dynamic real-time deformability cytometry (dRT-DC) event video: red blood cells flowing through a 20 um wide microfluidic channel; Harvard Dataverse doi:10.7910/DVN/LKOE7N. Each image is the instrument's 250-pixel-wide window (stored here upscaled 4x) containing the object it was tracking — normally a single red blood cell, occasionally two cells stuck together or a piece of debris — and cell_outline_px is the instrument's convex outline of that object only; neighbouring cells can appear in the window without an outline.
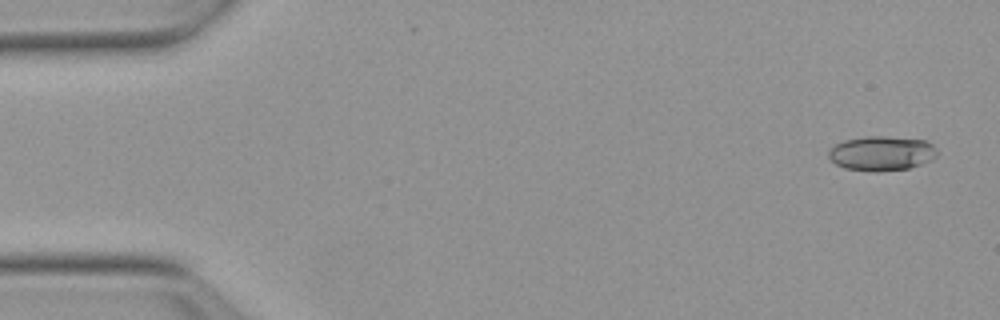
{"species": "Egyptian fruit bat (a non-hibernating species)", "species_latin": "Rousettus aegyptiacus", "temperature_condition": "warm", "stored_images_in_passage": 53, "camera_frame_rate_fps": 3000, "um_per_image_px": 0.085, "animal": {"sex": "female"}, "frame": {"image": 1, "passage_image": 2, "time_ms": 0.333, "image_size_px": [1000, 320], "cell_outline_px": [[936, 156], [932, 160], [908, 168], [876, 172], [872, 172], [844, 168], [836, 164], [828, 156], [828, 152], [836, 144], [844, 140], [868, 136], [884, 136], [924, 140], [932, 144], [936, 148]], "centroid_in_image_um": [74.93, 13.04], "position_along_channel_um": 10.1, "area_um2": 21.79}}
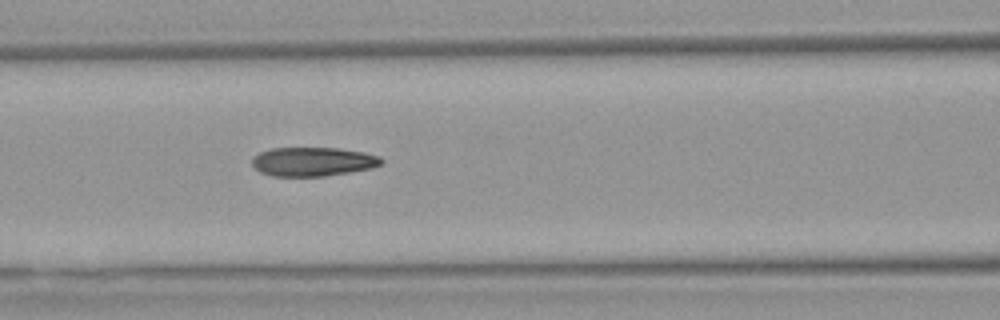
{"frame": {"image": 2, "passage_image": 22, "time_ms": 7.0, "image_size_px": [1000, 320], "cell_outline_px": [[384, 160], [380, 164], [372, 168], [324, 176], [272, 176], [260, 172], [252, 164], [252, 160], [260, 152], [272, 148], [336, 148], [364, 152], [380, 156]], "centroid_in_image_um": [26.61, 13.74], "position_along_channel_um": 140.0, "area_um2": 21.68}}
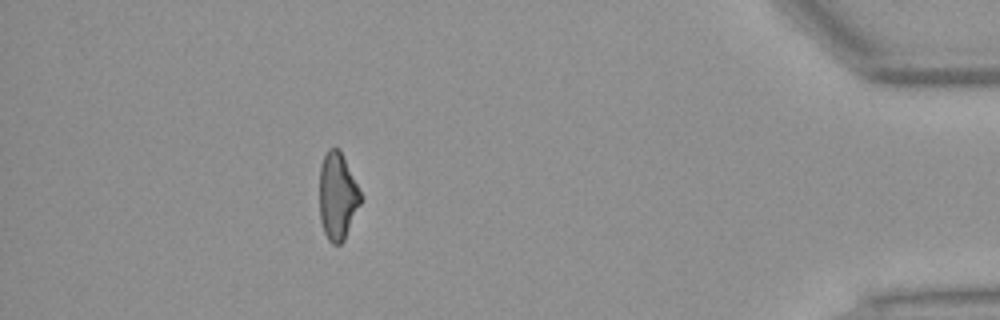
{"frame": {"image": 3, "passage_image": 47, "time_ms": 15.333, "image_size_px": [1000, 320], "cell_outline_px": [[360, 204], [344, 240], [340, 244], [332, 244], [328, 240], [324, 232], [320, 220], [320, 164], [328, 148], [340, 148], [360, 192]], "centroid_in_image_um": [28.67, 16.67], "position_along_channel_um": 406.5, "area_um2": 20.69}, "authors_computed_cell_mechanics": {"area_um2": 21.9062, "velocity_mm_per_s": 3.8544, "shape_relaxation_time_tau1_ms": null, "shape_relaxation_time_tau2_ms": 2.8299, "deformation_change_tau1": null, "deformation_change_tau2": 0.1174}}